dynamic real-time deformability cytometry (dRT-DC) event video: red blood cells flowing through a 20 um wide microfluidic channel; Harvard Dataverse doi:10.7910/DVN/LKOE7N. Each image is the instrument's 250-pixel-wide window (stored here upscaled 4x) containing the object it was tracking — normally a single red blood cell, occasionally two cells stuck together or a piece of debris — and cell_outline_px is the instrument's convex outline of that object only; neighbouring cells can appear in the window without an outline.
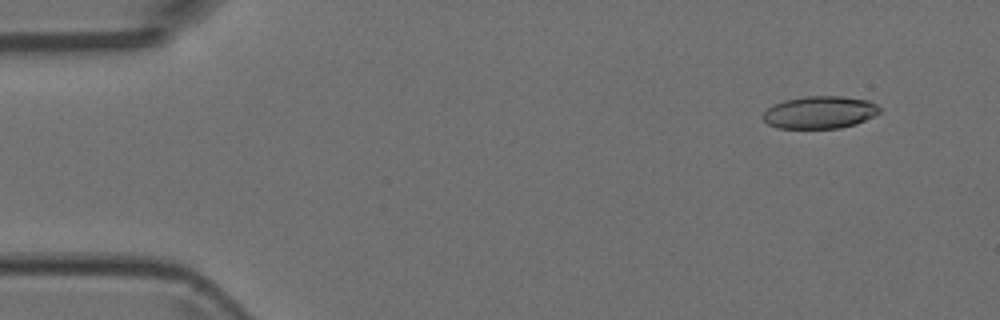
{"species": "Egyptian fruit bat (a non-hibernating species)", "species_latin": "Rousettus aegyptiacus", "temperature_condition": "room temperature", "stored_images_in_passage": 5, "camera_frame_rate_fps": 3000, "um_per_image_px": 0.085, "animal": {"sex": "female"}, "frame": {"image": 1, "passage_image": 2, "time_ms": 0.333, "image_size_px": [1000, 320], "cell_outline_px": [[880, 112], [856, 124], [840, 128], [776, 128], [768, 124], [760, 116], [772, 104], [784, 100], [804, 96], [844, 96], [868, 100], [876, 104], [880, 108]], "centroid_in_image_um": [69.65, 9.54], "position_along_channel_um": 15.4, "area_um2": 22.2}}
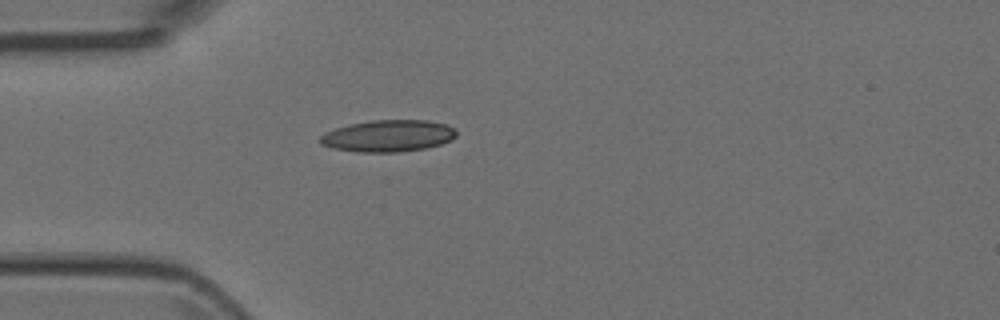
{"frame": {"image": 2, "passage_image": 5, "time_ms": 1.333, "image_size_px": [1000, 320], "cell_outline_px": [[456, 136], [452, 140], [440, 144], [424, 148], [400, 152], [356, 152], [332, 148], [320, 144], [320, 136], [324, 132], [348, 124], [372, 120], [428, 120], [444, 124], [452, 128], [456, 132]], "centroid_in_image_um": [32.95, 11.55], "position_along_channel_um": 52.0, "area_um2": 25.26}}